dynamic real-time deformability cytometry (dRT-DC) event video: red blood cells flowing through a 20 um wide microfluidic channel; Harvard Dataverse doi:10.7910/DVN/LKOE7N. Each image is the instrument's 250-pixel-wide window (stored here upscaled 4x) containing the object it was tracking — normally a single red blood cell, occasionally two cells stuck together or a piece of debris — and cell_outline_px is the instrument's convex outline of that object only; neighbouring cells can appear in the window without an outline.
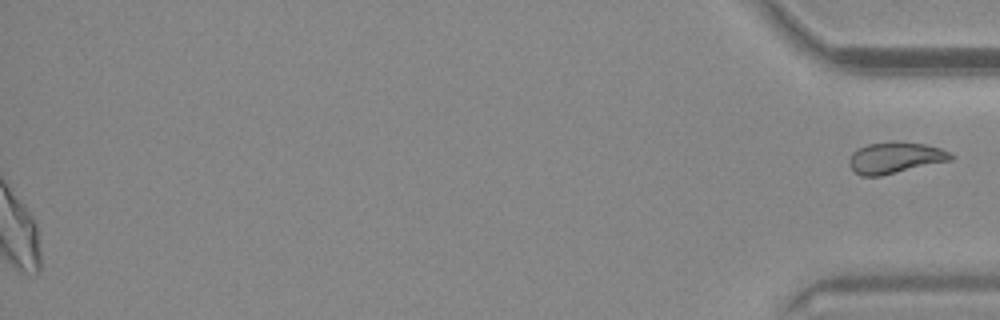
{"species": "common noctule bat (a hibernating species)", "species_latin": "Nyctalus noctula", "temperature_condition": "warm", "stored_images_in_passage": 55, "segment_of_instrument_passage": [2, 2], "camera_frame_rate_fps": 3000, "um_per_image_px": 0.085, "animal": {"sex": "male", "body_mass_g": 20.4}, "frame": {"image": 1, "passage_image": 55, "time_ms": 18.0, "image_size_px": [1000, 320], "cell_outline_px": [[952, 160], [880, 176], [860, 176], [848, 164], [848, 160], [852, 152], [868, 144], [924, 144], [940, 148], [948, 152], [952, 156]], "centroid_in_image_um": [76.06, 13.46], "position_along_channel_um": 359.1, "area_um2": 17.69}}